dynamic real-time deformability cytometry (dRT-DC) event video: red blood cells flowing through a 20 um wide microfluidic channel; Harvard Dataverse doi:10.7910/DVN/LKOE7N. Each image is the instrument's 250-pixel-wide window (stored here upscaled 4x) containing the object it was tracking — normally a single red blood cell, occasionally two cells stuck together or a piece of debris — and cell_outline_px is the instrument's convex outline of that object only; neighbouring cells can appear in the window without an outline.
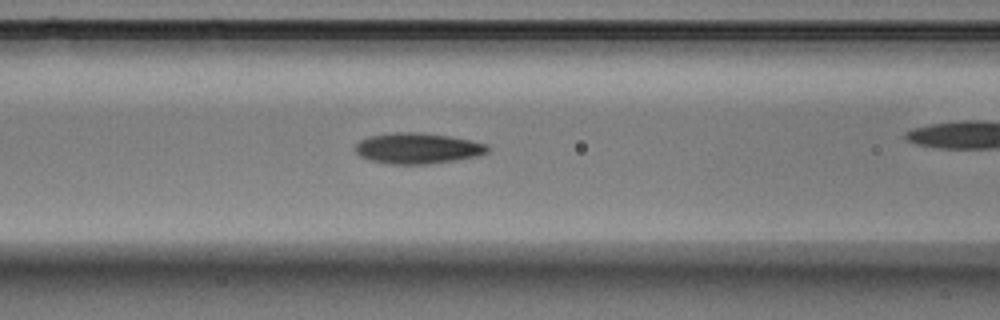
{"species": "Egyptian fruit bat (a non-hibernating species)", "species_latin": "Rousettus aegyptiacus", "temperature_condition": "warm", "stored_images_in_passage": 23, "camera_frame_rate_fps": 3000, "um_per_image_px": 0.085, "animal": {"sex": "male"}, "frame": {"image": 1, "passage_image": 3, "time_ms": 0.667, "image_size_px": [1000, 320], "cell_outline_px": [[488, 152], [476, 156], [428, 164], [388, 164], [372, 160], [360, 156], [356, 152], [356, 144], [360, 140], [368, 136], [396, 132], [412, 132], [448, 136], [488, 144]], "centroid_in_image_um": [35.47, 12.61], "position_along_channel_um": 131.1, "area_um2": 23.35}}
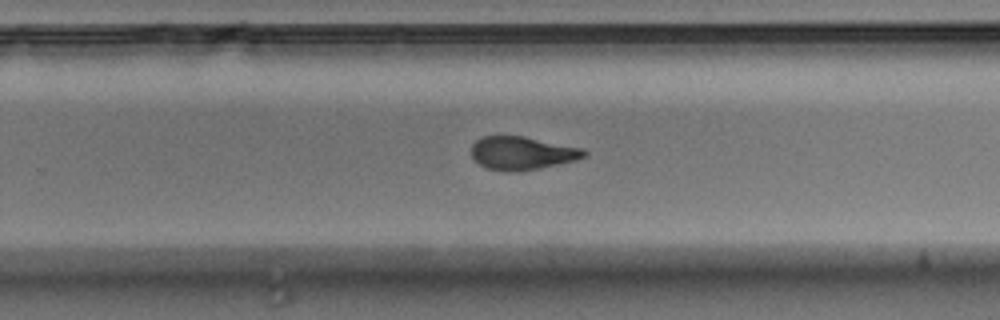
{"frame": {"image": 2, "passage_image": 15, "time_ms": 4.667, "image_size_px": [1000, 320], "cell_outline_px": [[588, 152], [584, 156], [576, 160], [540, 168], [516, 172], [512, 172], [488, 168], [480, 164], [472, 156], [472, 144], [476, 140], [484, 136], [524, 136], [584, 148]], "centroid_in_image_um": [44.41, 13.01], "position_along_channel_um": 285.4, "area_um2": 21.73}}
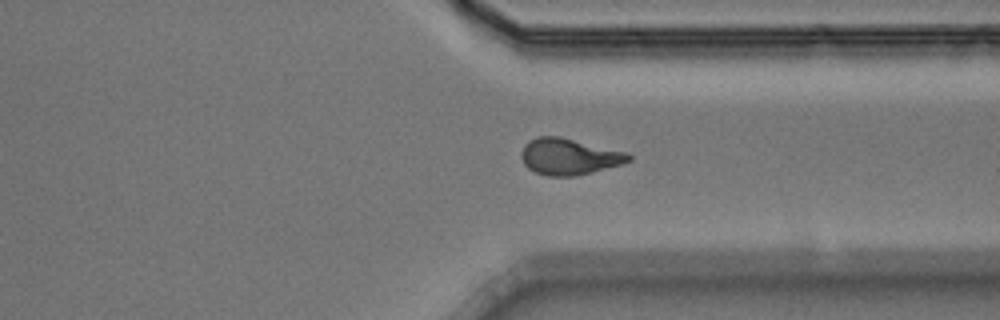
{"frame": {"image": 3, "passage_image": 21, "time_ms": 6.667, "image_size_px": [1000, 320], "cell_outline_px": [[632, 160], [620, 164], [592, 172], [576, 176], [548, 176], [536, 172], [528, 168], [524, 164], [520, 156], [520, 152], [524, 144], [528, 140], [536, 136], [560, 136], [628, 152], [632, 156]], "centroid_in_image_um": [48.35, 13.29], "position_along_channel_um": 363.1, "area_um2": 22.95}}